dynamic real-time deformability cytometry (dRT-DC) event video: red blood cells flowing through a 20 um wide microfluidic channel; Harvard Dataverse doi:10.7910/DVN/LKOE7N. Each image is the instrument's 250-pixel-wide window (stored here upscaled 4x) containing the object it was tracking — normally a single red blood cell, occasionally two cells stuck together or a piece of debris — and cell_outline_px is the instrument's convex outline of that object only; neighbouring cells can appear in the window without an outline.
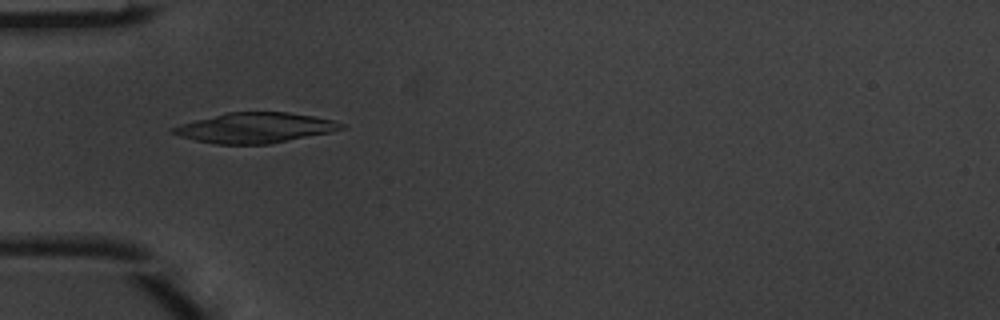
{"species": "common noctule bat (a hibernating species)", "species_latin": "Nyctalus noctula", "temperature_condition": "warm", "stored_images_in_passage": 5, "camera_frame_rate_fps": 3000, "um_per_image_px": 0.085, "animal": {"sex": "male", "body_mass_g": 20.1, "forearm_length_mm": 53.5}, "frame": {"image": 1, "passage_image": 3, "time_ms": 0.667, "image_size_px": [1000, 320], "cell_outline_px": [[344, 128], [332, 132], [268, 144], [216, 144], [196, 140], [180, 136], [168, 132], [168, 128], [180, 124], [228, 112], [288, 112], [312, 116], [332, 120], [344, 124]], "centroid_in_image_um": [21.65, 10.86], "position_along_channel_um": 63.4, "area_um2": 29.48}}
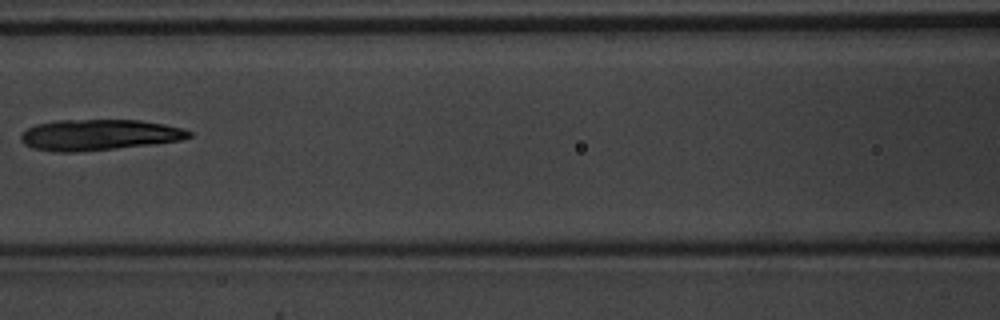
{"frame": {"image": 2, "passage_image": 5, "time_ms": 1.333, "image_size_px": [1000, 320], "cell_outline_px": [[192, 136], [184, 140], [152, 144], [76, 152], [56, 152], [32, 148], [24, 144], [20, 140], [20, 136], [28, 128], [36, 124], [56, 120], [140, 120], [164, 124], [180, 128], [192, 132]], "centroid_in_image_um": [8.4, 11.46], "position_along_channel_um": 158.2, "area_um2": 30.23}}